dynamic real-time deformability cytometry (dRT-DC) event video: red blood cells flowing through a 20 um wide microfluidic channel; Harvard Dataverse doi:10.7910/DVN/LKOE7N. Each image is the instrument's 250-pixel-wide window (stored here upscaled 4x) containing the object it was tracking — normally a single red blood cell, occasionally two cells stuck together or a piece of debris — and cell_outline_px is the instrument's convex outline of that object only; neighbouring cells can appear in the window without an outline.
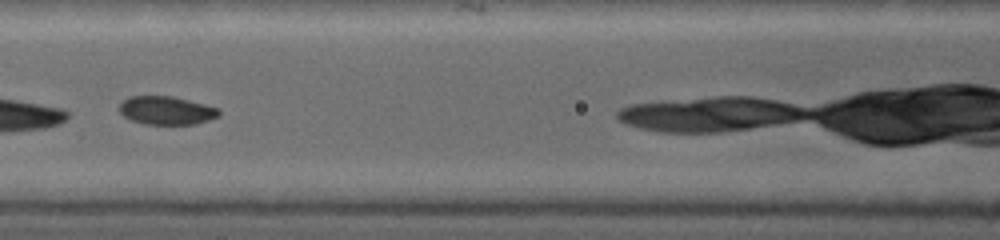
{"species": "common noctule bat (a hibernating species)", "species_latin": "Nyctalus noctula", "temperature_condition": "warm", "stored_images_in_passage": 7, "camera_frame_rate_fps": 5000, "um_per_image_px": 0.085, "animal": {"sex": "female", "body_mass_g": 19.0, "forearm_length_mm": 53.3}, "frame": {"image": 1, "passage_image": 5, "time_ms": 4.0, "image_size_px": [1000, 240], "cell_outline_px": [[220, 112], [216, 116], [208, 120], [192, 124], [148, 124], [132, 120], [124, 116], [120, 112], [120, 104], [124, 100], [132, 96], [168, 96], [216, 108]], "centroid_in_image_um": [14.08, 9.4], "position_along_channel_um": 152.5, "area_um2": 15.72}}